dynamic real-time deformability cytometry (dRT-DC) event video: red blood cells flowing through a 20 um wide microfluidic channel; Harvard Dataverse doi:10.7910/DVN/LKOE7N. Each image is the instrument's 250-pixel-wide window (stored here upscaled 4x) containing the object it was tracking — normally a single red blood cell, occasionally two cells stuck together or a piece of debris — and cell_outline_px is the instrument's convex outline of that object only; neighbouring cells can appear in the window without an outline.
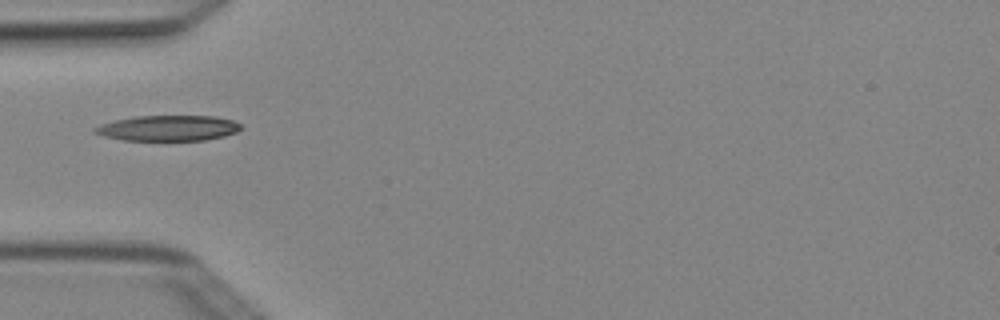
{"species": "Egyptian fruit bat (a non-hibernating species)", "species_latin": "Rousettus aegyptiacus", "temperature_condition": "cold", "stored_images_in_passage": 3, "camera_frame_rate_fps": 3000, "um_per_image_px": 0.085, "animal": {"sex": "female"}, "frame": {"image": 1, "passage_image": 2, "time_ms": 0.333, "image_size_px": [1000, 320], "cell_outline_px": [[240, 128], [236, 132], [224, 136], [204, 140], [124, 140], [104, 136], [92, 132], [92, 128], [100, 124], [116, 120], [136, 116], [216, 116], [232, 120], [240, 124]], "centroid_in_image_um": [14.26, 10.89], "position_along_channel_um": 70.7, "area_um2": 21.62}}
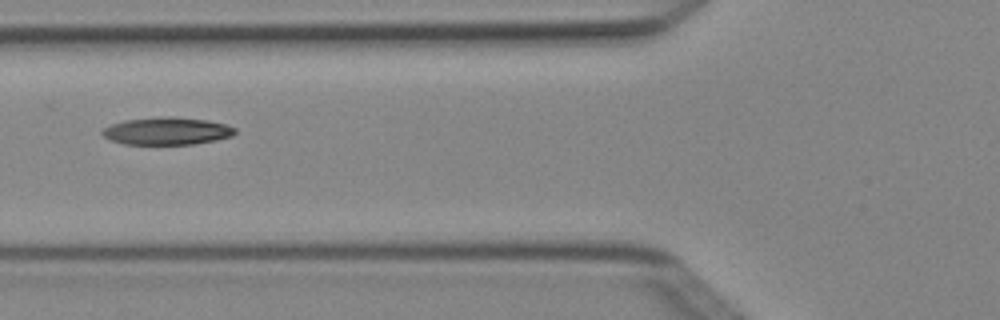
{"frame": {"image": 2, "passage_image": 3, "time_ms": 0.667, "image_size_px": [1000, 320], "cell_outline_px": [[236, 132], [232, 136], [216, 140], [192, 144], [124, 144], [112, 140], [104, 136], [100, 132], [104, 128], [112, 124], [124, 120], [160, 116], [176, 116], [208, 120], [228, 124], [236, 128]], "centroid_in_image_um": [14.23, 11.12], "position_along_channel_um": 111.6, "area_um2": 21.44}}